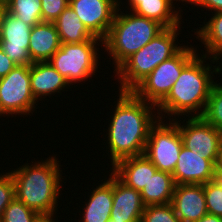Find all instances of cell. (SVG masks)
I'll return each instance as SVG.
<instances>
[{
	"label": "cell",
	"mask_w": 222,
	"mask_h": 222,
	"mask_svg": "<svg viewBox=\"0 0 222 222\" xmlns=\"http://www.w3.org/2000/svg\"><path fill=\"white\" fill-rule=\"evenodd\" d=\"M208 214L222 217V180L215 179L203 184Z\"/></svg>",
	"instance_id": "27"
},
{
	"label": "cell",
	"mask_w": 222,
	"mask_h": 222,
	"mask_svg": "<svg viewBox=\"0 0 222 222\" xmlns=\"http://www.w3.org/2000/svg\"><path fill=\"white\" fill-rule=\"evenodd\" d=\"M158 119L151 127L144 155L157 170L172 174L183 146L178 125ZM173 122V123H172Z\"/></svg>",
	"instance_id": "8"
},
{
	"label": "cell",
	"mask_w": 222,
	"mask_h": 222,
	"mask_svg": "<svg viewBox=\"0 0 222 222\" xmlns=\"http://www.w3.org/2000/svg\"><path fill=\"white\" fill-rule=\"evenodd\" d=\"M38 213L16 197L5 208L0 222H33Z\"/></svg>",
	"instance_id": "26"
},
{
	"label": "cell",
	"mask_w": 222,
	"mask_h": 222,
	"mask_svg": "<svg viewBox=\"0 0 222 222\" xmlns=\"http://www.w3.org/2000/svg\"><path fill=\"white\" fill-rule=\"evenodd\" d=\"M194 47H183L171 58L160 63L131 92L156 107L170 93L182 70L198 55Z\"/></svg>",
	"instance_id": "6"
},
{
	"label": "cell",
	"mask_w": 222,
	"mask_h": 222,
	"mask_svg": "<svg viewBox=\"0 0 222 222\" xmlns=\"http://www.w3.org/2000/svg\"><path fill=\"white\" fill-rule=\"evenodd\" d=\"M60 46L61 41L54 22H41L32 27L29 39L32 62L48 61Z\"/></svg>",
	"instance_id": "18"
},
{
	"label": "cell",
	"mask_w": 222,
	"mask_h": 222,
	"mask_svg": "<svg viewBox=\"0 0 222 222\" xmlns=\"http://www.w3.org/2000/svg\"><path fill=\"white\" fill-rule=\"evenodd\" d=\"M202 56L197 55L182 70L181 75L173 84L170 93L157 106V114L160 119H165L163 117L165 114L170 115L169 117H173L174 115V118L177 120L182 114L184 116L188 114L187 116H189L191 112L194 113L193 117H201L203 115L212 86L215 83L212 79L213 74H222V66L219 63L218 66L214 65L212 68V65L210 66L208 63L204 64V62L206 63L204 60L206 56ZM211 68L214 70L211 71ZM176 115L178 118H176Z\"/></svg>",
	"instance_id": "2"
},
{
	"label": "cell",
	"mask_w": 222,
	"mask_h": 222,
	"mask_svg": "<svg viewBox=\"0 0 222 222\" xmlns=\"http://www.w3.org/2000/svg\"><path fill=\"white\" fill-rule=\"evenodd\" d=\"M215 170H216V178L222 180V138L219 145V153L215 165Z\"/></svg>",
	"instance_id": "33"
},
{
	"label": "cell",
	"mask_w": 222,
	"mask_h": 222,
	"mask_svg": "<svg viewBox=\"0 0 222 222\" xmlns=\"http://www.w3.org/2000/svg\"><path fill=\"white\" fill-rule=\"evenodd\" d=\"M173 1L184 0H138L129 10L137 15L152 19L164 28L180 26L181 9L175 10ZM174 8V9H173ZM132 9V10H131Z\"/></svg>",
	"instance_id": "20"
},
{
	"label": "cell",
	"mask_w": 222,
	"mask_h": 222,
	"mask_svg": "<svg viewBox=\"0 0 222 222\" xmlns=\"http://www.w3.org/2000/svg\"><path fill=\"white\" fill-rule=\"evenodd\" d=\"M194 222H222V217L207 213L205 216Z\"/></svg>",
	"instance_id": "35"
},
{
	"label": "cell",
	"mask_w": 222,
	"mask_h": 222,
	"mask_svg": "<svg viewBox=\"0 0 222 222\" xmlns=\"http://www.w3.org/2000/svg\"><path fill=\"white\" fill-rule=\"evenodd\" d=\"M119 7L113 23L103 40V47L112 57L115 70L132 54L143 48L164 27L155 20L130 12L122 13ZM120 13V14H119ZM132 13V14H131Z\"/></svg>",
	"instance_id": "4"
},
{
	"label": "cell",
	"mask_w": 222,
	"mask_h": 222,
	"mask_svg": "<svg viewBox=\"0 0 222 222\" xmlns=\"http://www.w3.org/2000/svg\"><path fill=\"white\" fill-rule=\"evenodd\" d=\"M170 204L181 222H194L208 213L203 184L176 185Z\"/></svg>",
	"instance_id": "15"
},
{
	"label": "cell",
	"mask_w": 222,
	"mask_h": 222,
	"mask_svg": "<svg viewBox=\"0 0 222 222\" xmlns=\"http://www.w3.org/2000/svg\"><path fill=\"white\" fill-rule=\"evenodd\" d=\"M0 32H1V5H0Z\"/></svg>",
	"instance_id": "37"
},
{
	"label": "cell",
	"mask_w": 222,
	"mask_h": 222,
	"mask_svg": "<svg viewBox=\"0 0 222 222\" xmlns=\"http://www.w3.org/2000/svg\"><path fill=\"white\" fill-rule=\"evenodd\" d=\"M214 15V16H213ZM208 22L196 31L197 39L205 45L206 53L203 54L210 59L213 64L222 56V12L214 13ZM207 55H210L207 56ZM209 57V58H208Z\"/></svg>",
	"instance_id": "23"
},
{
	"label": "cell",
	"mask_w": 222,
	"mask_h": 222,
	"mask_svg": "<svg viewBox=\"0 0 222 222\" xmlns=\"http://www.w3.org/2000/svg\"><path fill=\"white\" fill-rule=\"evenodd\" d=\"M32 26L24 23L1 5L0 48L17 65H30L29 39Z\"/></svg>",
	"instance_id": "11"
},
{
	"label": "cell",
	"mask_w": 222,
	"mask_h": 222,
	"mask_svg": "<svg viewBox=\"0 0 222 222\" xmlns=\"http://www.w3.org/2000/svg\"><path fill=\"white\" fill-rule=\"evenodd\" d=\"M98 41L103 43L101 39H89L81 43H61L60 48L48 62L70 85L82 82L95 75L98 69L99 50L96 46L99 44Z\"/></svg>",
	"instance_id": "7"
},
{
	"label": "cell",
	"mask_w": 222,
	"mask_h": 222,
	"mask_svg": "<svg viewBox=\"0 0 222 222\" xmlns=\"http://www.w3.org/2000/svg\"><path fill=\"white\" fill-rule=\"evenodd\" d=\"M141 222H181V220L171 204H158L145 206Z\"/></svg>",
	"instance_id": "28"
},
{
	"label": "cell",
	"mask_w": 222,
	"mask_h": 222,
	"mask_svg": "<svg viewBox=\"0 0 222 222\" xmlns=\"http://www.w3.org/2000/svg\"><path fill=\"white\" fill-rule=\"evenodd\" d=\"M175 186L172 174L157 170L140 192L144 205L170 204Z\"/></svg>",
	"instance_id": "21"
},
{
	"label": "cell",
	"mask_w": 222,
	"mask_h": 222,
	"mask_svg": "<svg viewBox=\"0 0 222 222\" xmlns=\"http://www.w3.org/2000/svg\"><path fill=\"white\" fill-rule=\"evenodd\" d=\"M6 0H0V5H2Z\"/></svg>",
	"instance_id": "38"
},
{
	"label": "cell",
	"mask_w": 222,
	"mask_h": 222,
	"mask_svg": "<svg viewBox=\"0 0 222 222\" xmlns=\"http://www.w3.org/2000/svg\"><path fill=\"white\" fill-rule=\"evenodd\" d=\"M36 102L31 90L30 65H17L0 78V116L30 115Z\"/></svg>",
	"instance_id": "9"
},
{
	"label": "cell",
	"mask_w": 222,
	"mask_h": 222,
	"mask_svg": "<svg viewBox=\"0 0 222 222\" xmlns=\"http://www.w3.org/2000/svg\"><path fill=\"white\" fill-rule=\"evenodd\" d=\"M69 6V0H41L43 22H54Z\"/></svg>",
	"instance_id": "30"
},
{
	"label": "cell",
	"mask_w": 222,
	"mask_h": 222,
	"mask_svg": "<svg viewBox=\"0 0 222 222\" xmlns=\"http://www.w3.org/2000/svg\"><path fill=\"white\" fill-rule=\"evenodd\" d=\"M30 83L32 95L37 102L42 96L46 98L56 92L61 93L60 91L65 87H70L69 83L48 61L30 64Z\"/></svg>",
	"instance_id": "17"
},
{
	"label": "cell",
	"mask_w": 222,
	"mask_h": 222,
	"mask_svg": "<svg viewBox=\"0 0 222 222\" xmlns=\"http://www.w3.org/2000/svg\"><path fill=\"white\" fill-rule=\"evenodd\" d=\"M207 123L222 132V85L214 83L203 115Z\"/></svg>",
	"instance_id": "25"
},
{
	"label": "cell",
	"mask_w": 222,
	"mask_h": 222,
	"mask_svg": "<svg viewBox=\"0 0 222 222\" xmlns=\"http://www.w3.org/2000/svg\"><path fill=\"white\" fill-rule=\"evenodd\" d=\"M111 171L127 186L141 192L157 168L143 154L119 160Z\"/></svg>",
	"instance_id": "16"
},
{
	"label": "cell",
	"mask_w": 222,
	"mask_h": 222,
	"mask_svg": "<svg viewBox=\"0 0 222 222\" xmlns=\"http://www.w3.org/2000/svg\"><path fill=\"white\" fill-rule=\"evenodd\" d=\"M118 97L106 131L112 166L121 159L143 155L150 129L159 119L153 113L156 106L132 92L119 91Z\"/></svg>",
	"instance_id": "1"
},
{
	"label": "cell",
	"mask_w": 222,
	"mask_h": 222,
	"mask_svg": "<svg viewBox=\"0 0 222 222\" xmlns=\"http://www.w3.org/2000/svg\"><path fill=\"white\" fill-rule=\"evenodd\" d=\"M184 2H188V4H194V6L199 5L204 9L213 10L214 13L222 12V0H185ZM190 2V3H189Z\"/></svg>",
	"instance_id": "31"
},
{
	"label": "cell",
	"mask_w": 222,
	"mask_h": 222,
	"mask_svg": "<svg viewBox=\"0 0 222 222\" xmlns=\"http://www.w3.org/2000/svg\"><path fill=\"white\" fill-rule=\"evenodd\" d=\"M176 185L205 184L216 179L215 165L182 146L172 173Z\"/></svg>",
	"instance_id": "13"
},
{
	"label": "cell",
	"mask_w": 222,
	"mask_h": 222,
	"mask_svg": "<svg viewBox=\"0 0 222 222\" xmlns=\"http://www.w3.org/2000/svg\"><path fill=\"white\" fill-rule=\"evenodd\" d=\"M61 43H81L94 37L80 21L76 12L68 6L54 21Z\"/></svg>",
	"instance_id": "22"
},
{
	"label": "cell",
	"mask_w": 222,
	"mask_h": 222,
	"mask_svg": "<svg viewBox=\"0 0 222 222\" xmlns=\"http://www.w3.org/2000/svg\"><path fill=\"white\" fill-rule=\"evenodd\" d=\"M180 27L164 28L150 42L128 57L115 71L121 92H131L160 63L174 56L183 46L176 45Z\"/></svg>",
	"instance_id": "5"
},
{
	"label": "cell",
	"mask_w": 222,
	"mask_h": 222,
	"mask_svg": "<svg viewBox=\"0 0 222 222\" xmlns=\"http://www.w3.org/2000/svg\"><path fill=\"white\" fill-rule=\"evenodd\" d=\"M189 118L185 125H181L179 120L172 119L179 127L183 146L216 165L222 132L202 117H193L191 114Z\"/></svg>",
	"instance_id": "10"
},
{
	"label": "cell",
	"mask_w": 222,
	"mask_h": 222,
	"mask_svg": "<svg viewBox=\"0 0 222 222\" xmlns=\"http://www.w3.org/2000/svg\"><path fill=\"white\" fill-rule=\"evenodd\" d=\"M58 164L55 156L12 170L15 197L38 214L55 212L62 187V170Z\"/></svg>",
	"instance_id": "3"
},
{
	"label": "cell",
	"mask_w": 222,
	"mask_h": 222,
	"mask_svg": "<svg viewBox=\"0 0 222 222\" xmlns=\"http://www.w3.org/2000/svg\"><path fill=\"white\" fill-rule=\"evenodd\" d=\"M144 209L140 192L127 186L113 173V204L110 220L141 222Z\"/></svg>",
	"instance_id": "14"
},
{
	"label": "cell",
	"mask_w": 222,
	"mask_h": 222,
	"mask_svg": "<svg viewBox=\"0 0 222 222\" xmlns=\"http://www.w3.org/2000/svg\"><path fill=\"white\" fill-rule=\"evenodd\" d=\"M55 214L56 212L49 213V214H38L33 222H55L54 220L56 219L53 218L55 217L54 216Z\"/></svg>",
	"instance_id": "34"
},
{
	"label": "cell",
	"mask_w": 222,
	"mask_h": 222,
	"mask_svg": "<svg viewBox=\"0 0 222 222\" xmlns=\"http://www.w3.org/2000/svg\"><path fill=\"white\" fill-rule=\"evenodd\" d=\"M17 66L0 48V78L5 77Z\"/></svg>",
	"instance_id": "32"
},
{
	"label": "cell",
	"mask_w": 222,
	"mask_h": 222,
	"mask_svg": "<svg viewBox=\"0 0 222 222\" xmlns=\"http://www.w3.org/2000/svg\"><path fill=\"white\" fill-rule=\"evenodd\" d=\"M138 0H128V4L130 7H132Z\"/></svg>",
	"instance_id": "36"
},
{
	"label": "cell",
	"mask_w": 222,
	"mask_h": 222,
	"mask_svg": "<svg viewBox=\"0 0 222 222\" xmlns=\"http://www.w3.org/2000/svg\"><path fill=\"white\" fill-rule=\"evenodd\" d=\"M15 197V185L11 173L0 174V221L5 208Z\"/></svg>",
	"instance_id": "29"
},
{
	"label": "cell",
	"mask_w": 222,
	"mask_h": 222,
	"mask_svg": "<svg viewBox=\"0 0 222 222\" xmlns=\"http://www.w3.org/2000/svg\"><path fill=\"white\" fill-rule=\"evenodd\" d=\"M2 7L32 27L43 22L41 0H6Z\"/></svg>",
	"instance_id": "24"
},
{
	"label": "cell",
	"mask_w": 222,
	"mask_h": 222,
	"mask_svg": "<svg viewBox=\"0 0 222 222\" xmlns=\"http://www.w3.org/2000/svg\"><path fill=\"white\" fill-rule=\"evenodd\" d=\"M108 180L99 184L90 193L85 203L82 222H108L113 204V172Z\"/></svg>",
	"instance_id": "19"
},
{
	"label": "cell",
	"mask_w": 222,
	"mask_h": 222,
	"mask_svg": "<svg viewBox=\"0 0 222 222\" xmlns=\"http://www.w3.org/2000/svg\"><path fill=\"white\" fill-rule=\"evenodd\" d=\"M119 5L120 0H69V6L88 31L102 41L108 34Z\"/></svg>",
	"instance_id": "12"
}]
</instances>
